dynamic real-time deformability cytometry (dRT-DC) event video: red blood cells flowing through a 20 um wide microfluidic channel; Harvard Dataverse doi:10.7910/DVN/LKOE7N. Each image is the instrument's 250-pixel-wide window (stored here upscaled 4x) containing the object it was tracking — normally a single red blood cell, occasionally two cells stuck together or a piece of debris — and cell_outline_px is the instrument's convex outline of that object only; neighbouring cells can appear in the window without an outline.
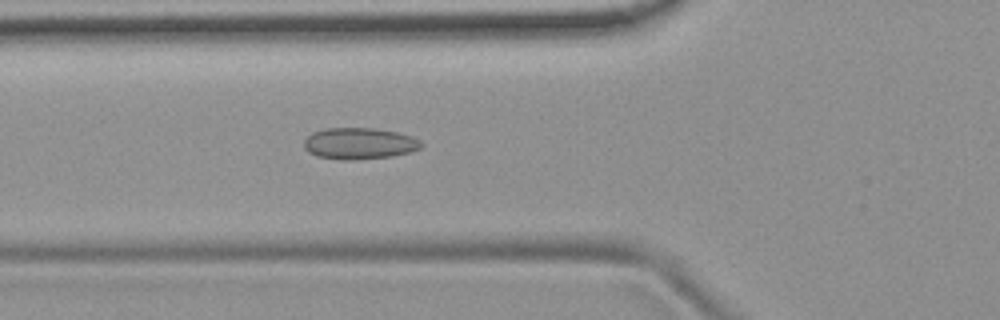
{"species": "common noctule bat (a hibernating species)", "species_latin": "Nyctalus noctula", "temperature_condition": "room temperature", "stored_images_in_passage": 53, "camera_frame_rate_fps": 3000, "um_per_image_px": 0.085, "animal": {"sex": "female", "body_mass_g": 19.9}, "frame": {"image": 1, "passage_image": 19, "time_ms": 6.0, "image_size_px": [1000, 320], "cell_outline_px": [[424, 144], [420, 148], [412, 152], [392, 156], [356, 160], [340, 160], [316, 156], [308, 152], [304, 148], [304, 140], [312, 132], [324, 128], [376, 128], [396, 132], [412, 136], [420, 140]], "centroid_in_image_um": [30.54, 12.2], "position_along_channel_um": 95.3, "area_um2": 21.79}}
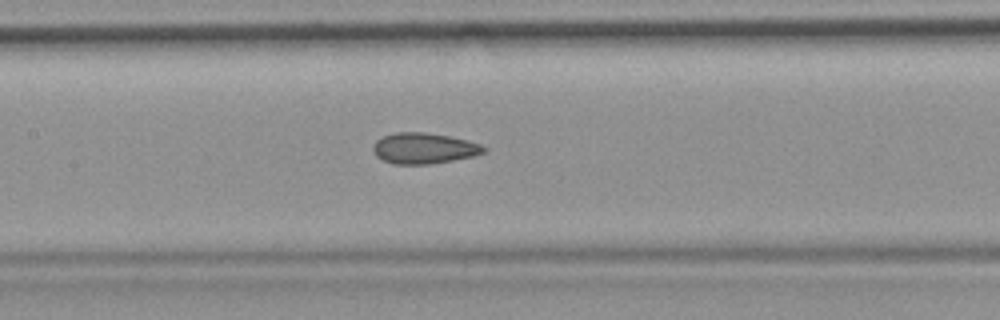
{"frame": {"image": 2, "passage_image": 25, "time_ms": 8.0, "image_size_px": [1000, 320], "cell_outline_px": [[488, 148], [484, 152], [472, 156], [452, 160], [428, 164], [392, 164], [376, 156], [372, 148], [376, 140], [384, 136], [396, 132], [424, 132], [448, 136], [468, 140], [480, 144]], "centroid_in_image_um": [36.02, 12.6], "position_along_channel_um": 171.4, "area_um2": 19.77}}
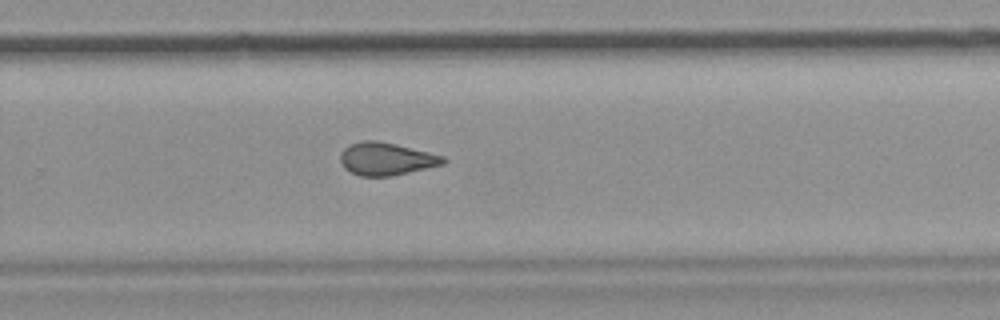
{"frame": {"image": 3, "passage_image": 35, "time_ms": 11.333, "image_size_px": [1000, 320], "cell_outline_px": [[448, 160], [444, 164], [392, 176], [360, 176], [344, 168], [340, 160], [340, 152], [348, 144], [364, 140], [376, 140], [396, 144], [444, 156]], "centroid_in_image_um": [32.82, 13.5], "position_along_channel_um": 297.0, "area_um2": 19.65}, "authors_computed_cell_mechanics": {"area_um2": 20.519, "velocity_mm_per_s": 3.7867, "shape_relaxation_time_tau1_ms": null, "shape_relaxation_time_tau2_ms": 1.9998, "deformation_change_tau1": null, "deformation_change_tau2": 0.0886}}